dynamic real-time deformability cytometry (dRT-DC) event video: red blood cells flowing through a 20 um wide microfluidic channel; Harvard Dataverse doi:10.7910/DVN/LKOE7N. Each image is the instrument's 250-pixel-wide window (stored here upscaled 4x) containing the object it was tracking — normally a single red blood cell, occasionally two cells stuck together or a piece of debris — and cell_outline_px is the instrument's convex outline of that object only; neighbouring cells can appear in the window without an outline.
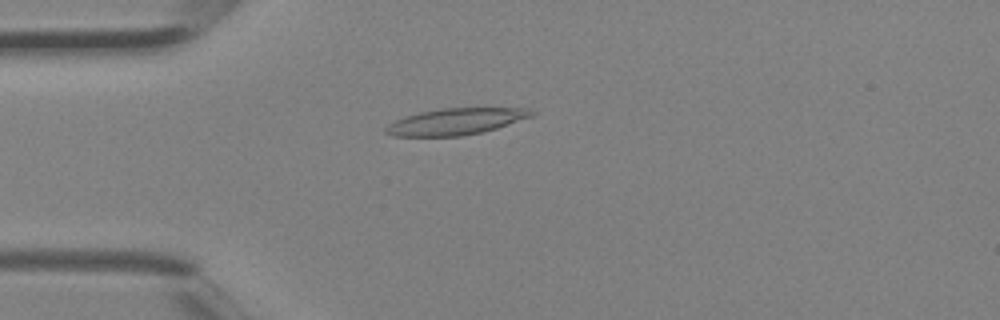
{"species": "Egyptian fruit bat (a non-hibernating species)", "species_latin": "Rousettus aegyptiacus", "temperature_condition": "room temperature", "stored_images_in_passage": 3, "camera_frame_rate_fps": 3000, "um_per_image_px": 0.085, "animal": {"sex": "female"}, "frame": {"image": 1, "passage_image": 3, "time_ms": 0.667, "image_size_px": [1000, 320], "cell_outline_px": [[536, 112], [532, 116], [484, 132], [460, 136], [392, 136], [384, 132], [384, 128], [388, 124], [404, 116], [420, 112], [440, 108], [528, 108]], "centroid_in_image_um": [38.71, 10.33], "position_along_channel_um": 46.3, "area_um2": 22.48}}